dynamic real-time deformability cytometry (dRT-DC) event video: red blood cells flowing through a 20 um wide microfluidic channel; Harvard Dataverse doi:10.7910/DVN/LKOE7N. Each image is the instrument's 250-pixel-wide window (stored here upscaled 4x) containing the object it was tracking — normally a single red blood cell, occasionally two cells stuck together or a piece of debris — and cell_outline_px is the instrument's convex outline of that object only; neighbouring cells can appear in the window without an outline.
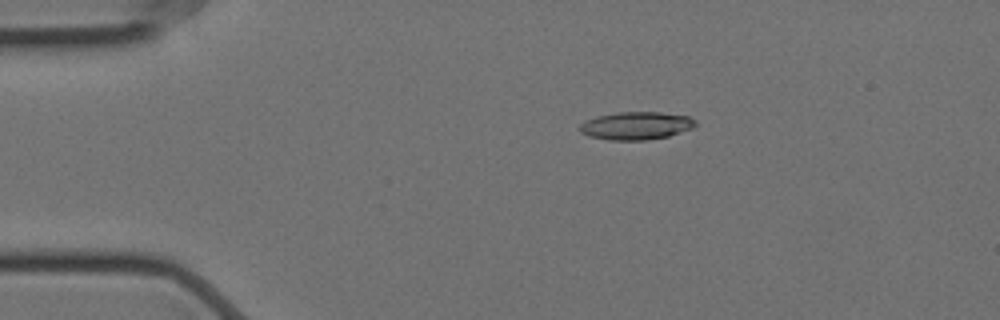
{"species": "Egyptian fruit bat (a non-hibernating species)", "species_latin": "Rousettus aegyptiacus", "temperature_condition": "cold", "stored_images_in_passage": 22, "camera_frame_rate_fps": 3000, "um_per_image_px": 0.085, "animal": {"sex": "female"}, "frame": {"image": 1, "passage_image": 11, "time_ms": 3.333, "image_size_px": [1000, 320], "cell_outline_px": [[696, 124], [692, 128], [668, 136], [648, 140], [608, 140], [588, 136], [580, 132], [580, 124], [596, 116], [616, 112], [660, 112], [688, 116], [696, 120]], "centroid_in_image_um": [54.06, 10.68], "position_along_channel_um": 30.9, "area_um2": 18.79}}